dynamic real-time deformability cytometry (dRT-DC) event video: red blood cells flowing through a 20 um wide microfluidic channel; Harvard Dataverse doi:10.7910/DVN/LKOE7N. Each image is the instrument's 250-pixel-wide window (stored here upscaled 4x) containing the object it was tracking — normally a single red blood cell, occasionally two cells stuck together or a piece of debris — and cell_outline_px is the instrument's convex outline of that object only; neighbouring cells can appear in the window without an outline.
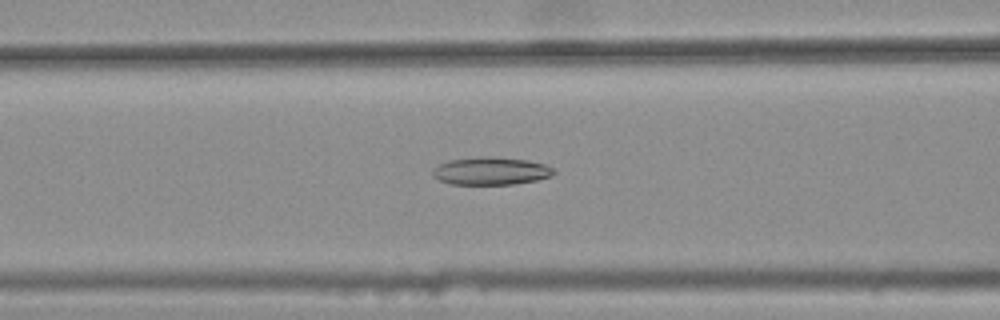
{"species": "common noctule bat (a hibernating species)", "species_latin": "Nyctalus noctula", "temperature_condition": "warm", "stored_images_in_passage": 41, "camera_frame_rate_fps": 3000, "um_per_image_px": 0.085, "animal": {"sex": "female", "body_mass_g": 25.1}, "frame": {"image": 1, "passage_image": 15, "time_ms": 4.667, "image_size_px": [1000, 320], "cell_outline_px": [[556, 172], [552, 176], [536, 180], [512, 184], [448, 184], [432, 176], [432, 168], [448, 160], [480, 156], [496, 156], [528, 160], [544, 164], [552, 168]], "centroid_in_image_um": [41.7, 14.52], "position_along_channel_um": 124.9, "area_um2": 19.77}}
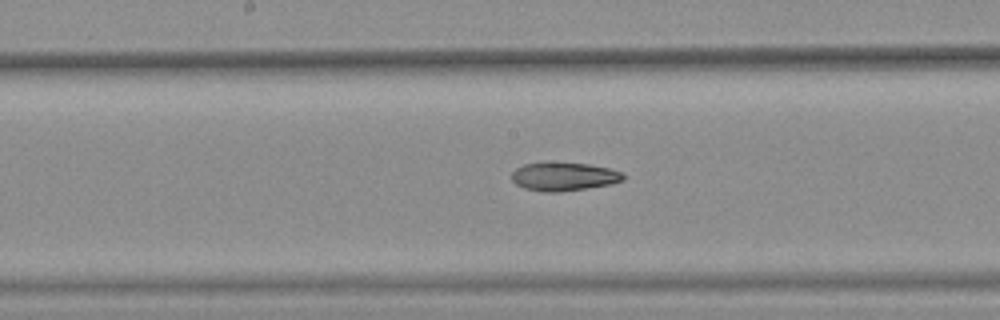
{"frame": {"image": 2, "passage_image": 21, "time_ms": 6.667, "image_size_px": [1000, 320], "cell_outline_px": [[624, 180], [612, 184], [560, 192], [544, 192], [524, 188], [516, 184], [512, 180], [512, 172], [516, 168], [524, 164], [588, 164], [608, 168], [620, 172], [624, 176]], "centroid_in_image_um": [47.93, 15.04], "position_along_channel_um": 200.3, "area_um2": 17.98}}
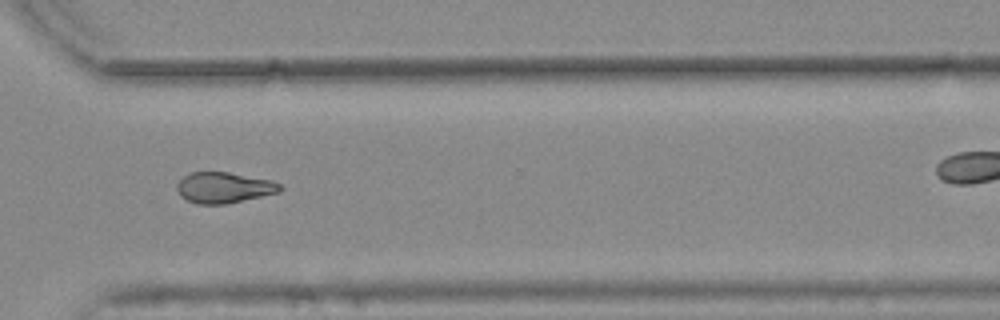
{"frame": {"image": 3, "passage_image": 33, "time_ms": 10.667, "image_size_px": [1000, 320], "cell_outline_px": [[284, 188], [280, 192], [228, 204], [196, 204], [180, 196], [176, 188], [176, 184], [184, 176], [192, 172], [228, 172], [272, 180], [280, 184]], "centroid_in_image_um": [19.05, 15.95], "position_along_channel_um": 351.6, "area_um2": 18.67}, "authors_computed_cell_mechanics": {"area_um2": 18.9006, "velocity_mm_per_s": 3.7768, "shape_relaxation_time_tau1_ms": null, "shape_relaxation_time_tau2_ms": 9.9595, "deformation_change_tau1": null, "deformation_change_tau2": 0.1821}}